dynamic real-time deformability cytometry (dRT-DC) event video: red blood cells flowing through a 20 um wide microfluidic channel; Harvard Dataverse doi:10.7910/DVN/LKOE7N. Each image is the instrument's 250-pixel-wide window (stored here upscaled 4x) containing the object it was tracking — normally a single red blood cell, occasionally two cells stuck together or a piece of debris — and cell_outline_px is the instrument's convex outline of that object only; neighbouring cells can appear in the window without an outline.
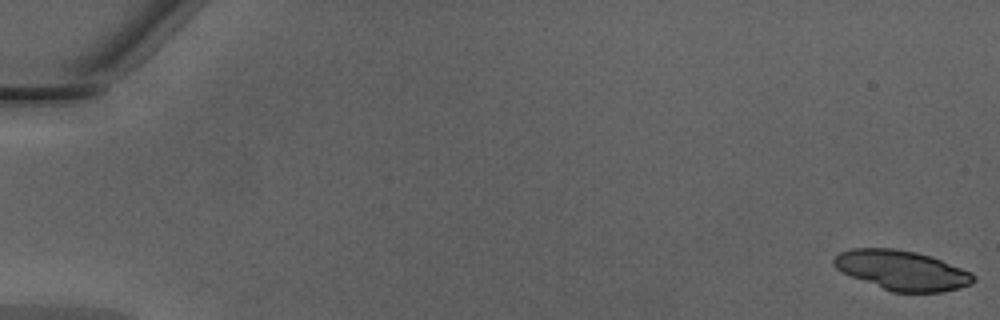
{"species": "Egyptian fruit bat (a non-hibernating species)", "species_latin": "Rousettus aegyptiacus", "temperature_condition": "warm", "stored_images_in_passage": 49, "segment_of_instrument_passage": [1, 2], "camera_frame_rate_fps": 3000, "um_per_image_px": 0.085, "animal": {"sex": "male"}, "frame": {"image": 1, "passage_image": 1, "time_ms": 0.0, "image_size_px": [1000, 320], "cell_outline_px": [[976, 280], [972, 284], [960, 288], [940, 292], [892, 292], [852, 276], [836, 268], [832, 264], [832, 260], [840, 252], [852, 248], [892, 248], [916, 252], [932, 256], [972, 272], [976, 276]], "centroid_in_image_um": [76.71, 22.97], "position_along_channel_um": 8.3, "area_um2": 32.25}}